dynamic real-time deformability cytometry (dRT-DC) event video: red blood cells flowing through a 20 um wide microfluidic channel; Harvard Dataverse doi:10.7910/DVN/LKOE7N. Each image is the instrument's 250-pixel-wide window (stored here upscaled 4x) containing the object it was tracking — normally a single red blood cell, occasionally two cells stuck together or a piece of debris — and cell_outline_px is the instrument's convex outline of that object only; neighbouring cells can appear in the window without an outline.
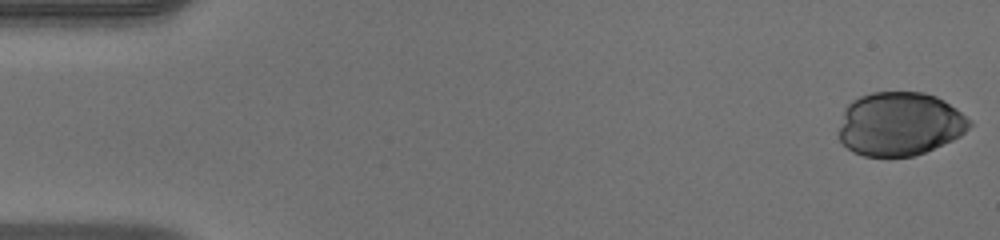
{"species": "human", "species_latin": "Homo sapiens", "temperature_condition": "warm", "stored_images_in_passage": 50, "camera_frame_rate_fps": 3000, "um_per_image_px": 0.085, "donor": {"sex": "male"}, "frame": {"image": 1, "passage_image": 1, "time_ms": 0.0, "image_size_px": [1000, 240], "cell_outline_px": [[972, 124], [960, 136], [952, 140], [924, 152], [912, 156], [864, 156], [852, 152], [840, 140], [840, 128], [844, 108], [852, 100], [860, 96], [872, 92], [924, 92], [936, 96], [944, 100], [956, 108], [972, 120]], "centroid_in_image_um": [76.49, 10.52], "position_along_channel_um": 8.5, "area_um2": 48.44}}
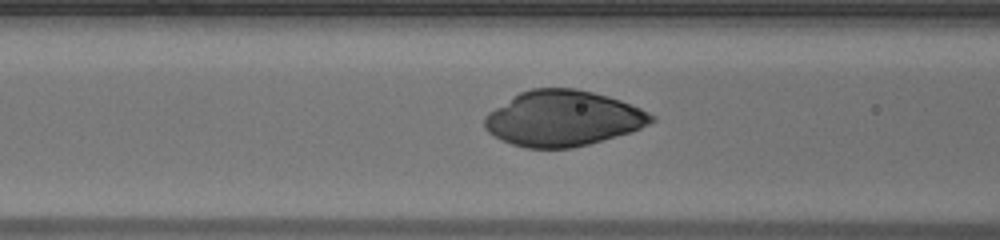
{"frame": {"image": 2, "passage_image": 20, "time_ms": 6.333, "image_size_px": [1000, 240], "cell_outline_px": [[656, 120], [640, 128], [628, 132], [588, 144], [572, 148], [524, 148], [512, 144], [488, 132], [484, 128], [484, 116], [488, 112], [520, 92], [532, 88], [576, 88], [608, 96], [620, 100], [640, 108], [656, 116]], "centroid_in_image_um": [47.83, 10.06], "position_along_channel_um": 118.8, "area_um2": 53.64}}
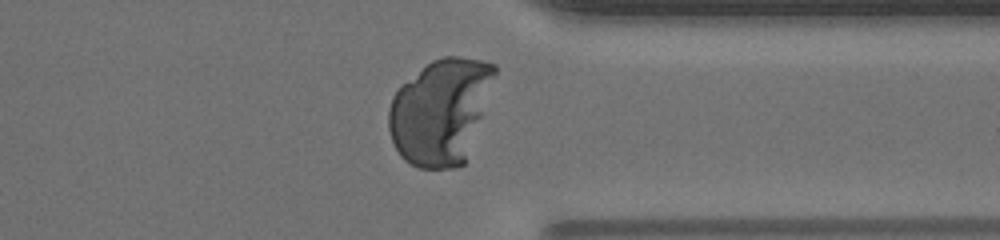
{"frame": {"image": 3, "passage_image": 39, "time_ms": 12.667, "image_size_px": [1000, 240], "cell_outline_px": [[496, 72], [464, 164], [456, 168], [416, 168], [404, 160], [400, 156], [392, 140], [388, 128], [388, 112], [392, 96], [400, 84], [432, 60], [444, 56], [460, 56], [480, 60], [496, 64]], "centroid_in_image_um": [37.39, 9.45], "position_along_channel_um": 374.0, "area_um2": 64.74}}